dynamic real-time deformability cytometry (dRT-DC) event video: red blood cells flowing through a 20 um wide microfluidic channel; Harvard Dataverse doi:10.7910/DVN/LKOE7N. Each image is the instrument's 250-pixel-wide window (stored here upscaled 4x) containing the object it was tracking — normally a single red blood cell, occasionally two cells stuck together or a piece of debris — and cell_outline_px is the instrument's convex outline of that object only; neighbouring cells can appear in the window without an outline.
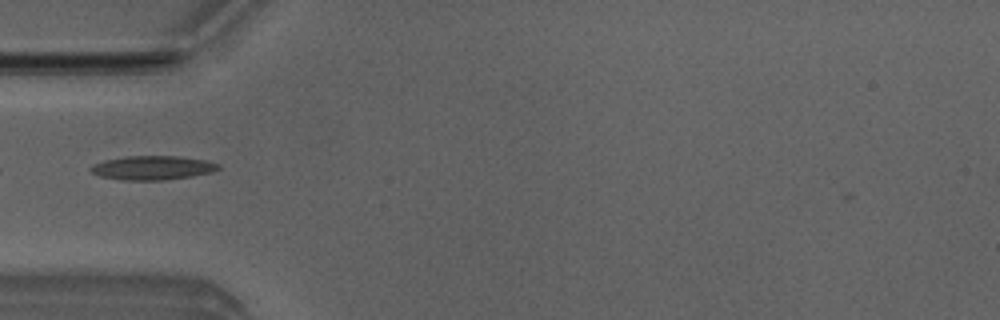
{"species": "Egyptian fruit bat (a non-hibernating species)", "species_latin": "Rousettus aegyptiacus", "temperature_condition": "room temperature", "stored_images_in_passage": 3, "camera_frame_rate_fps": 3000, "um_per_image_px": 0.085, "animal": {"sex": "male"}, "frame": {"image": 1, "passage_image": 1, "time_ms": 0.0, "image_size_px": [1000, 320], "cell_outline_px": [[220, 168], [212, 172], [192, 176], [164, 180], [120, 180], [100, 176], [92, 172], [88, 168], [92, 164], [104, 160], [124, 156], [176, 156], [208, 160], [220, 164]], "centroid_in_image_um": [12.95, 14.26], "position_along_channel_um": 72.0, "area_um2": 18.03}}